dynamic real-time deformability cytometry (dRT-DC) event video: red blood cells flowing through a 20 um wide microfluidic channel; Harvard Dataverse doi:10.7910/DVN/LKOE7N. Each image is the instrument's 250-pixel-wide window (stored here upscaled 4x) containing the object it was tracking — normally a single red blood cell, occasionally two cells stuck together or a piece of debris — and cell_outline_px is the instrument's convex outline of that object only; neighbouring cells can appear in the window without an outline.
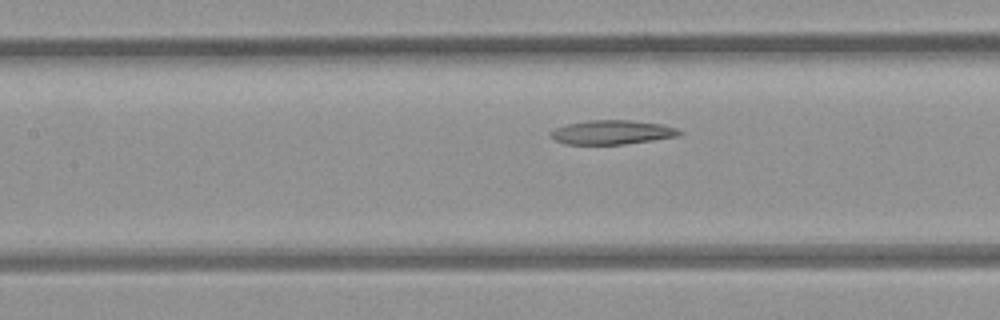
{"species": "common noctule bat (a hibernating species)", "species_latin": "Nyctalus noctula", "temperature_condition": "room temperature", "stored_images_in_passage": 10, "segment_of_instrument_passage": [2, 2], "camera_frame_rate_fps": 3000, "um_per_image_px": 0.085, "animal": {"sex": "female", "body_mass_g": 21.9}, "frame": {"image": 1, "passage_image": 10, "time_ms": 3.0, "image_size_px": [1000, 320], "cell_outline_px": [[684, 132], [680, 136], [624, 144], [564, 144], [556, 140], [548, 132], [556, 128], [568, 124], [588, 120], [632, 120], [660, 124], [676, 128]], "centroid_in_image_um": [52.05, 11.24], "position_along_channel_um": 155.4, "area_um2": 18.03}}